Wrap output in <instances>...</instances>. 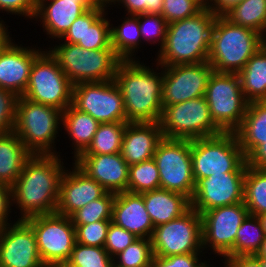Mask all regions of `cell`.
I'll list each match as a JSON object with an SVG mask.
<instances>
[{"mask_svg":"<svg viewBox=\"0 0 266 267\" xmlns=\"http://www.w3.org/2000/svg\"><path fill=\"white\" fill-rule=\"evenodd\" d=\"M249 215L243 203L217 207L201 214L202 249L212 251L225 260L233 257L237 231ZM208 248V249H207Z\"/></svg>","mask_w":266,"mask_h":267,"instance_id":"obj_15","label":"cell"},{"mask_svg":"<svg viewBox=\"0 0 266 267\" xmlns=\"http://www.w3.org/2000/svg\"><path fill=\"white\" fill-rule=\"evenodd\" d=\"M11 200V187L0 183V229L8 224H11L10 214L13 210ZM10 217V218H9Z\"/></svg>","mask_w":266,"mask_h":267,"instance_id":"obj_48","label":"cell"},{"mask_svg":"<svg viewBox=\"0 0 266 267\" xmlns=\"http://www.w3.org/2000/svg\"><path fill=\"white\" fill-rule=\"evenodd\" d=\"M98 4H103L106 5L108 7H110V4L113 0H95Z\"/></svg>","mask_w":266,"mask_h":267,"instance_id":"obj_56","label":"cell"},{"mask_svg":"<svg viewBox=\"0 0 266 267\" xmlns=\"http://www.w3.org/2000/svg\"><path fill=\"white\" fill-rule=\"evenodd\" d=\"M204 8L199 0H164L161 15L171 24L195 16Z\"/></svg>","mask_w":266,"mask_h":267,"instance_id":"obj_41","label":"cell"},{"mask_svg":"<svg viewBox=\"0 0 266 267\" xmlns=\"http://www.w3.org/2000/svg\"><path fill=\"white\" fill-rule=\"evenodd\" d=\"M62 125L72 141V158L76 160L90 145L100 123L71 104L62 112Z\"/></svg>","mask_w":266,"mask_h":267,"instance_id":"obj_27","label":"cell"},{"mask_svg":"<svg viewBox=\"0 0 266 267\" xmlns=\"http://www.w3.org/2000/svg\"><path fill=\"white\" fill-rule=\"evenodd\" d=\"M70 82H102L114 80L122 59L113 48L88 50L77 44L63 42L48 48Z\"/></svg>","mask_w":266,"mask_h":267,"instance_id":"obj_6","label":"cell"},{"mask_svg":"<svg viewBox=\"0 0 266 267\" xmlns=\"http://www.w3.org/2000/svg\"><path fill=\"white\" fill-rule=\"evenodd\" d=\"M97 5L99 4L78 3L75 0H38L33 20L41 22L43 32L49 39L58 41L79 16Z\"/></svg>","mask_w":266,"mask_h":267,"instance_id":"obj_22","label":"cell"},{"mask_svg":"<svg viewBox=\"0 0 266 267\" xmlns=\"http://www.w3.org/2000/svg\"><path fill=\"white\" fill-rule=\"evenodd\" d=\"M111 220H101L86 225H74L76 242L85 246L104 247Z\"/></svg>","mask_w":266,"mask_h":267,"instance_id":"obj_42","label":"cell"},{"mask_svg":"<svg viewBox=\"0 0 266 267\" xmlns=\"http://www.w3.org/2000/svg\"><path fill=\"white\" fill-rule=\"evenodd\" d=\"M154 256L202 252V218L190 208L181 217L154 227L151 237Z\"/></svg>","mask_w":266,"mask_h":267,"instance_id":"obj_13","label":"cell"},{"mask_svg":"<svg viewBox=\"0 0 266 267\" xmlns=\"http://www.w3.org/2000/svg\"><path fill=\"white\" fill-rule=\"evenodd\" d=\"M62 112L53 106L18 97L13 131L32 154L60 155L54 145L60 133Z\"/></svg>","mask_w":266,"mask_h":267,"instance_id":"obj_4","label":"cell"},{"mask_svg":"<svg viewBox=\"0 0 266 267\" xmlns=\"http://www.w3.org/2000/svg\"><path fill=\"white\" fill-rule=\"evenodd\" d=\"M32 227L45 267L64 266L76 244V231L70 217L58 213L25 219Z\"/></svg>","mask_w":266,"mask_h":267,"instance_id":"obj_11","label":"cell"},{"mask_svg":"<svg viewBox=\"0 0 266 267\" xmlns=\"http://www.w3.org/2000/svg\"><path fill=\"white\" fill-rule=\"evenodd\" d=\"M213 72L208 61L163 67L162 107L205 96Z\"/></svg>","mask_w":266,"mask_h":267,"instance_id":"obj_16","label":"cell"},{"mask_svg":"<svg viewBox=\"0 0 266 267\" xmlns=\"http://www.w3.org/2000/svg\"><path fill=\"white\" fill-rule=\"evenodd\" d=\"M138 237L126 229L110 222L107 230L106 241L104 244L105 250L114 258L121 253L129 245H131Z\"/></svg>","mask_w":266,"mask_h":267,"instance_id":"obj_43","label":"cell"},{"mask_svg":"<svg viewBox=\"0 0 266 267\" xmlns=\"http://www.w3.org/2000/svg\"><path fill=\"white\" fill-rule=\"evenodd\" d=\"M73 84L45 48L34 60L23 97L64 111L72 104Z\"/></svg>","mask_w":266,"mask_h":267,"instance_id":"obj_8","label":"cell"},{"mask_svg":"<svg viewBox=\"0 0 266 267\" xmlns=\"http://www.w3.org/2000/svg\"><path fill=\"white\" fill-rule=\"evenodd\" d=\"M244 204L249 215L266 213V170L247 166L244 179Z\"/></svg>","mask_w":266,"mask_h":267,"instance_id":"obj_34","label":"cell"},{"mask_svg":"<svg viewBox=\"0 0 266 267\" xmlns=\"http://www.w3.org/2000/svg\"><path fill=\"white\" fill-rule=\"evenodd\" d=\"M107 9L110 8L99 4L85 12V32L77 45L88 50L112 48L111 19L106 17Z\"/></svg>","mask_w":266,"mask_h":267,"instance_id":"obj_29","label":"cell"},{"mask_svg":"<svg viewBox=\"0 0 266 267\" xmlns=\"http://www.w3.org/2000/svg\"><path fill=\"white\" fill-rule=\"evenodd\" d=\"M248 102L266 100V46L263 45L238 73Z\"/></svg>","mask_w":266,"mask_h":267,"instance_id":"obj_30","label":"cell"},{"mask_svg":"<svg viewBox=\"0 0 266 267\" xmlns=\"http://www.w3.org/2000/svg\"><path fill=\"white\" fill-rule=\"evenodd\" d=\"M155 64L156 69L139 59L122 60L117 68L114 81L122 93L126 123L160 121L163 111V67L157 62Z\"/></svg>","mask_w":266,"mask_h":267,"instance_id":"obj_2","label":"cell"},{"mask_svg":"<svg viewBox=\"0 0 266 267\" xmlns=\"http://www.w3.org/2000/svg\"><path fill=\"white\" fill-rule=\"evenodd\" d=\"M18 96L0 88V134L13 132Z\"/></svg>","mask_w":266,"mask_h":267,"instance_id":"obj_44","label":"cell"},{"mask_svg":"<svg viewBox=\"0 0 266 267\" xmlns=\"http://www.w3.org/2000/svg\"><path fill=\"white\" fill-rule=\"evenodd\" d=\"M126 122L100 123L90 145L81 155L120 153Z\"/></svg>","mask_w":266,"mask_h":267,"instance_id":"obj_33","label":"cell"},{"mask_svg":"<svg viewBox=\"0 0 266 267\" xmlns=\"http://www.w3.org/2000/svg\"><path fill=\"white\" fill-rule=\"evenodd\" d=\"M156 189H160V177L153 158L129 166L127 192L142 194Z\"/></svg>","mask_w":266,"mask_h":267,"instance_id":"obj_36","label":"cell"},{"mask_svg":"<svg viewBox=\"0 0 266 267\" xmlns=\"http://www.w3.org/2000/svg\"><path fill=\"white\" fill-rule=\"evenodd\" d=\"M113 258L104 247L85 246L76 242L65 267H111Z\"/></svg>","mask_w":266,"mask_h":267,"instance_id":"obj_39","label":"cell"},{"mask_svg":"<svg viewBox=\"0 0 266 267\" xmlns=\"http://www.w3.org/2000/svg\"><path fill=\"white\" fill-rule=\"evenodd\" d=\"M258 216L248 215L236 234L233 256L255 255L265 238Z\"/></svg>","mask_w":266,"mask_h":267,"instance_id":"obj_35","label":"cell"},{"mask_svg":"<svg viewBox=\"0 0 266 267\" xmlns=\"http://www.w3.org/2000/svg\"><path fill=\"white\" fill-rule=\"evenodd\" d=\"M204 253H190L168 257L154 256L153 267H199ZM201 255V256H200Z\"/></svg>","mask_w":266,"mask_h":267,"instance_id":"obj_46","label":"cell"},{"mask_svg":"<svg viewBox=\"0 0 266 267\" xmlns=\"http://www.w3.org/2000/svg\"><path fill=\"white\" fill-rule=\"evenodd\" d=\"M245 173H224L198 179L190 200L200 215L217 207L244 202Z\"/></svg>","mask_w":266,"mask_h":267,"instance_id":"obj_17","label":"cell"},{"mask_svg":"<svg viewBox=\"0 0 266 267\" xmlns=\"http://www.w3.org/2000/svg\"><path fill=\"white\" fill-rule=\"evenodd\" d=\"M160 127L164 138L194 140L222 131L214 124L205 96L163 106Z\"/></svg>","mask_w":266,"mask_h":267,"instance_id":"obj_10","label":"cell"},{"mask_svg":"<svg viewBox=\"0 0 266 267\" xmlns=\"http://www.w3.org/2000/svg\"><path fill=\"white\" fill-rule=\"evenodd\" d=\"M263 45L264 36L257 31L217 17L208 63L214 72L239 73Z\"/></svg>","mask_w":266,"mask_h":267,"instance_id":"obj_5","label":"cell"},{"mask_svg":"<svg viewBox=\"0 0 266 267\" xmlns=\"http://www.w3.org/2000/svg\"><path fill=\"white\" fill-rule=\"evenodd\" d=\"M192 173L198 179L224 173H246L247 158L235 133L191 140Z\"/></svg>","mask_w":266,"mask_h":267,"instance_id":"obj_7","label":"cell"},{"mask_svg":"<svg viewBox=\"0 0 266 267\" xmlns=\"http://www.w3.org/2000/svg\"><path fill=\"white\" fill-rule=\"evenodd\" d=\"M247 158L266 140V100L249 102L241 125L234 132Z\"/></svg>","mask_w":266,"mask_h":267,"instance_id":"obj_26","label":"cell"},{"mask_svg":"<svg viewBox=\"0 0 266 267\" xmlns=\"http://www.w3.org/2000/svg\"><path fill=\"white\" fill-rule=\"evenodd\" d=\"M216 26L217 17L208 7L195 16L168 24L155 61L162 67L207 62Z\"/></svg>","mask_w":266,"mask_h":267,"instance_id":"obj_3","label":"cell"},{"mask_svg":"<svg viewBox=\"0 0 266 267\" xmlns=\"http://www.w3.org/2000/svg\"><path fill=\"white\" fill-rule=\"evenodd\" d=\"M72 166V169L67 168L62 176L56 210V213L68 217L91 201L101 198L107 192L74 162Z\"/></svg>","mask_w":266,"mask_h":267,"instance_id":"obj_20","label":"cell"},{"mask_svg":"<svg viewBox=\"0 0 266 267\" xmlns=\"http://www.w3.org/2000/svg\"><path fill=\"white\" fill-rule=\"evenodd\" d=\"M151 239L138 238L113 258L119 267H153Z\"/></svg>","mask_w":266,"mask_h":267,"instance_id":"obj_38","label":"cell"},{"mask_svg":"<svg viewBox=\"0 0 266 267\" xmlns=\"http://www.w3.org/2000/svg\"><path fill=\"white\" fill-rule=\"evenodd\" d=\"M38 0H0V11L33 20ZM10 13V14H9Z\"/></svg>","mask_w":266,"mask_h":267,"instance_id":"obj_47","label":"cell"},{"mask_svg":"<svg viewBox=\"0 0 266 267\" xmlns=\"http://www.w3.org/2000/svg\"><path fill=\"white\" fill-rule=\"evenodd\" d=\"M13 41L11 38L0 50V88L21 97L27 88L32 64L44 49L23 47Z\"/></svg>","mask_w":266,"mask_h":267,"instance_id":"obj_19","label":"cell"},{"mask_svg":"<svg viewBox=\"0 0 266 267\" xmlns=\"http://www.w3.org/2000/svg\"><path fill=\"white\" fill-rule=\"evenodd\" d=\"M247 165L266 170V140L265 143L259 145L248 157Z\"/></svg>","mask_w":266,"mask_h":267,"instance_id":"obj_52","label":"cell"},{"mask_svg":"<svg viewBox=\"0 0 266 267\" xmlns=\"http://www.w3.org/2000/svg\"><path fill=\"white\" fill-rule=\"evenodd\" d=\"M243 0H208L207 7L216 17H224Z\"/></svg>","mask_w":266,"mask_h":267,"instance_id":"obj_50","label":"cell"},{"mask_svg":"<svg viewBox=\"0 0 266 267\" xmlns=\"http://www.w3.org/2000/svg\"><path fill=\"white\" fill-rule=\"evenodd\" d=\"M205 7H207L208 0H199Z\"/></svg>","mask_w":266,"mask_h":267,"instance_id":"obj_60","label":"cell"},{"mask_svg":"<svg viewBox=\"0 0 266 267\" xmlns=\"http://www.w3.org/2000/svg\"><path fill=\"white\" fill-rule=\"evenodd\" d=\"M16 220L0 229V267H45L32 227Z\"/></svg>","mask_w":266,"mask_h":267,"instance_id":"obj_18","label":"cell"},{"mask_svg":"<svg viewBox=\"0 0 266 267\" xmlns=\"http://www.w3.org/2000/svg\"><path fill=\"white\" fill-rule=\"evenodd\" d=\"M78 3H97L95 0H75Z\"/></svg>","mask_w":266,"mask_h":267,"instance_id":"obj_58","label":"cell"},{"mask_svg":"<svg viewBox=\"0 0 266 267\" xmlns=\"http://www.w3.org/2000/svg\"><path fill=\"white\" fill-rule=\"evenodd\" d=\"M163 138L159 122H128L123 134L121 156L129 166L152 159Z\"/></svg>","mask_w":266,"mask_h":267,"instance_id":"obj_23","label":"cell"},{"mask_svg":"<svg viewBox=\"0 0 266 267\" xmlns=\"http://www.w3.org/2000/svg\"><path fill=\"white\" fill-rule=\"evenodd\" d=\"M256 257L266 258V237L264 238L259 251L255 254Z\"/></svg>","mask_w":266,"mask_h":267,"instance_id":"obj_54","label":"cell"},{"mask_svg":"<svg viewBox=\"0 0 266 267\" xmlns=\"http://www.w3.org/2000/svg\"><path fill=\"white\" fill-rule=\"evenodd\" d=\"M154 227L181 217L190 208V200L183 194L156 189L141 194Z\"/></svg>","mask_w":266,"mask_h":267,"instance_id":"obj_25","label":"cell"},{"mask_svg":"<svg viewBox=\"0 0 266 267\" xmlns=\"http://www.w3.org/2000/svg\"><path fill=\"white\" fill-rule=\"evenodd\" d=\"M32 155L14 131L0 134V183L11 187Z\"/></svg>","mask_w":266,"mask_h":267,"instance_id":"obj_28","label":"cell"},{"mask_svg":"<svg viewBox=\"0 0 266 267\" xmlns=\"http://www.w3.org/2000/svg\"><path fill=\"white\" fill-rule=\"evenodd\" d=\"M124 17L121 25L111 24V47L122 60H138L136 52L140 51L138 49L143 44L139 20L135 15Z\"/></svg>","mask_w":266,"mask_h":267,"instance_id":"obj_31","label":"cell"},{"mask_svg":"<svg viewBox=\"0 0 266 267\" xmlns=\"http://www.w3.org/2000/svg\"><path fill=\"white\" fill-rule=\"evenodd\" d=\"M208 262L204 260V262L199 266V267H211L212 265H209V263L207 264ZM224 265H222L221 267H227L225 262H223Z\"/></svg>","mask_w":266,"mask_h":267,"instance_id":"obj_57","label":"cell"},{"mask_svg":"<svg viewBox=\"0 0 266 267\" xmlns=\"http://www.w3.org/2000/svg\"><path fill=\"white\" fill-rule=\"evenodd\" d=\"M85 32V13L79 16L70 26L66 34L59 39V42L64 40L71 44H77L82 38Z\"/></svg>","mask_w":266,"mask_h":267,"instance_id":"obj_49","label":"cell"},{"mask_svg":"<svg viewBox=\"0 0 266 267\" xmlns=\"http://www.w3.org/2000/svg\"><path fill=\"white\" fill-rule=\"evenodd\" d=\"M227 267H262L255 255H238L227 257L224 261Z\"/></svg>","mask_w":266,"mask_h":267,"instance_id":"obj_51","label":"cell"},{"mask_svg":"<svg viewBox=\"0 0 266 267\" xmlns=\"http://www.w3.org/2000/svg\"><path fill=\"white\" fill-rule=\"evenodd\" d=\"M72 105L99 123L126 122L124 100L114 80L73 85Z\"/></svg>","mask_w":266,"mask_h":267,"instance_id":"obj_14","label":"cell"},{"mask_svg":"<svg viewBox=\"0 0 266 267\" xmlns=\"http://www.w3.org/2000/svg\"><path fill=\"white\" fill-rule=\"evenodd\" d=\"M261 224H262V227H263V230H264V233H265V236H266V213H263L261 215L258 216Z\"/></svg>","mask_w":266,"mask_h":267,"instance_id":"obj_55","label":"cell"},{"mask_svg":"<svg viewBox=\"0 0 266 267\" xmlns=\"http://www.w3.org/2000/svg\"><path fill=\"white\" fill-rule=\"evenodd\" d=\"M111 267H119V266H117L115 263H113V264L111 265Z\"/></svg>","mask_w":266,"mask_h":267,"instance_id":"obj_62","label":"cell"},{"mask_svg":"<svg viewBox=\"0 0 266 267\" xmlns=\"http://www.w3.org/2000/svg\"><path fill=\"white\" fill-rule=\"evenodd\" d=\"M264 45L266 46V35L264 36Z\"/></svg>","mask_w":266,"mask_h":267,"instance_id":"obj_61","label":"cell"},{"mask_svg":"<svg viewBox=\"0 0 266 267\" xmlns=\"http://www.w3.org/2000/svg\"><path fill=\"white\" fill-rule=\"evenodd\" d=\"M139 20L140 35L142 41L150 43H158V49L160 50L164 44L166 31H167V21L160 14H139L136 15Z\"/></svg>","mask_w":266,"mask_h":267,"instance_id":"obj_40","label":"cell"},{"mask_svg":"<svg viewBox=\"0 0 266 267\" xmlns=\"http://www.w3.org/2000/svg\"><path fill=\"white\" fill-rule=\"evenodd\" d=\"M74 163L107 192L117 194L127 191L129 165L121 153L80 155Z\"/></svg>","mask_w":266,"mask_h":267,"instance_id":"obj_21","label":"cell"},{"mask_svg":"<svg viewBox=\"0 0 266 267\" xmlns=\"http://www.w3.org/2000/svg\"><path fill=\"white\" fill-rule=\"evenodd\" d=\"M153 159L159 170L160 188L183 194L191 200L195 188L191 140L163 138Z\"/></svg>","mask_w":266,"mask_h":267,"instance_id":"obj_12","label":"cell"},{"mask_svg":"<svg viewBox=\"0 0 266 267\" xmlns=\"http://www.w3.org/2000/svg\"><path fill=\"white\" fill-rule=\"evenodd\" d=\"M111 222L133 233L138 238L151 239L154 231L143 196L127 191L116 194Z\"/></svg>","mask_w":266,"mask_h":267,"instance_id":"obj_24","label":"cell"},{"mask_svg":"<svg viewBox=\"0 0 266 267\" xmlns=\"http://www.w3.org/2000/svg\"><path fill=\"white\" fill-rule=\"evenodd\" d=\"M60 155L33 154L11 186L12 207L20 211L18 220L56 213L60 183L66 167ZM21 216V217H20Z\"/></svg>","mask_w":266,"mask_h":267,"instance_id":"obj_1","label":"cell"},{"mask_svg":"<svg viewBox=\"0 0 266 267\" xmlns=\"http://www.w3.org/2000/svg\"><path fill=\"white\" fill-rule=\"evenodd\" d=\"M205 98L214 124L222 132L234 133L241 125L249 103L242 92L238 73L213 72Z\"/></svg>","mask_w":266,"mask_h":267,"instance_id":"obj_9","label":"cell"},{"mask_svg":"<svg viewBox=\"0 0 266 267\" xmlns=\"http://www.w3.org/2000/svg\"><path fill=\"white\" fill-rule=\"evenodd\" d=\"M8 27H10V26H6L5 22H0V50L12 38V36L10 34L11 31L8 29Z\"/></svg>","mask_w":266,"mask_h":267,"instance_id":"obj_53","label":"cell"},{"mask_svg":"<svg viewBox=\"0 0 266 267\" xmlns=\"http://www.w3.org/2000/svg\"><path fill=\"white\" fill-rule=\"evenodd\" d=\"M262 265V267H266V258L264 257H257Z\"/></svg>","mask_w":266,"mask_h":267,"instance_id":"obj_59","label":"cell"},{"mask_svg":"<svg viewBox=\"0 0 266 267\" xmlns=\"http://www.w3.org/2000/svg\"><path fill=\"white\" fill-rule=\"evenodd\" d=\"M115 193L106 192L101 198L96 199L74 212L70 219L73 225H86L101 220H111Z\"/></svg>","mask_w":266,"mask_h":267,"instance_id":"obj_37","label":"cell"},{"mask_svg":"<svg viewBox=\"0 0 266 267\" xmlns=\"http://www.w3.org/2000/svg\"><path fill=\"white\" fill-rule=\"evenodd\" d=\"M224 17L235 25L266 35V0H243Z\"/></svg>","mask_w":266,"mask_h":267,"instance_id":"obj_32","label":"cell"},{"mask_svg":"<svg viewBox=\"0 0 266 267\" xmlns=\"http://www.w3.org/2000/svg\"><path fill=\"white\" fill-rule=\"evenodd\" d=\"M164 0H113L111 7L122 5L126 15L160 14ZM114 4V5H113ZM113 5V6H112Z\"/></svg>","mask_w":266,"mask_h":267,"instance_id":"obj_45","label":"cell"}]
</instances>
